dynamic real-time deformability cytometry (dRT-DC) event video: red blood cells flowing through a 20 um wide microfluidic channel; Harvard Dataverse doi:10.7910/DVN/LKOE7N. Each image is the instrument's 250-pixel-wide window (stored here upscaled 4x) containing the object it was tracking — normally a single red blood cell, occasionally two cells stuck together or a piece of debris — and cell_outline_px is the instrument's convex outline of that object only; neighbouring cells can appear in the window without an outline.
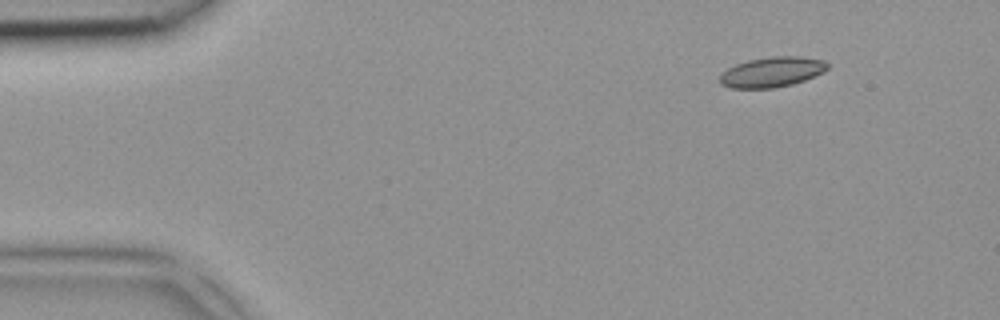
{"species": "common noctule bat (a hibernating species)", "species_latin": "Nyctalus noctula", "temperature_condition": "room temperature", "stored_images_in_passage": 4, "segment_of_instrument_passage": [2, 2], "camera_frame_rate_fps": 3000, "um_per_image_px": 0.085, "animal": {"sex": "female", "body_mass_g": 18.4}, "frame": {"image": 1, "passage_image": 4, "time_ms": 1.0, "image_size_px": [1000, 320], "cell_outline_px": [[828, 68], [824, 72], [804, 80], [792, 84], [772, 88], [728, 88], [720, 84], [720, 76], [728, 68], [736, 64], [748, 60], [772, 56], [800, 56], [824, 60], [828, 64]], "centroid_in_image_um": [65.62, 6.12], "position_along_channel_um": 19.4, "area_um2": 18.9}}